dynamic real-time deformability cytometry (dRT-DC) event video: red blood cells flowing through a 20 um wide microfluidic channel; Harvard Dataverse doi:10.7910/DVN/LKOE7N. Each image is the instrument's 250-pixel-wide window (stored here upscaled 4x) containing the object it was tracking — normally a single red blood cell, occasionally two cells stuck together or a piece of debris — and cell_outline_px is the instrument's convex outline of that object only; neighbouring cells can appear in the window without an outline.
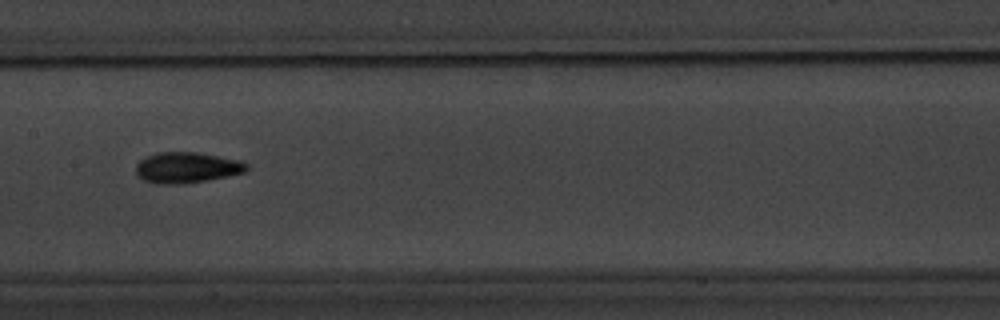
{"species": "common noctule bat (a hibernating species)", "species_latin": "Nyctalus noctula", "temperature_condition": "warm", "stored_images_in_passage": 12, "camera_frame_rate_fps": 3000, "um_per_image_px": 0.085, "animal": {"sex": "male", "body_mass_g": 20.1, "forearm_length_mm": 53.5}, "frame": {"image": 1, "passage_image": 9, "time_ms": 10.0, "image_size_px": [1000, 320], "cell_outline_px": [[248, 168], [244, 172], [228, 176], [208, 180], [184, 184], [156, 184], [144, 180], [136, 172], [136, 164], [140, 160], [156, 152], [196, 152], [240, 160], [248, 164]], "centroid_in_image_um": [15.88, 14.25], "position_along_channel_um": 191.5, "area_um2": 19.88}}
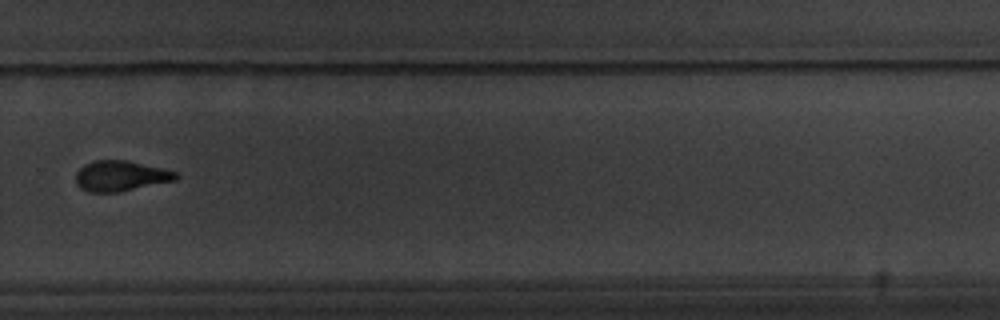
{"frame": {"image": 2, "passage_image": 12, "time_ms": 13.667, "image_size_px": [1000, 320], "cell_outline_px": [[180, 176], [176, 180], [120, 192], [88, 192], [80, 188], [76, 184], [76, 172], [84, 164], [96, 160], [128, 160], [176, 172]], "centroid_in_image_um": [10.24, 14.96], "position_along_channel_um": 319.6, "area_um2": 17.8}}